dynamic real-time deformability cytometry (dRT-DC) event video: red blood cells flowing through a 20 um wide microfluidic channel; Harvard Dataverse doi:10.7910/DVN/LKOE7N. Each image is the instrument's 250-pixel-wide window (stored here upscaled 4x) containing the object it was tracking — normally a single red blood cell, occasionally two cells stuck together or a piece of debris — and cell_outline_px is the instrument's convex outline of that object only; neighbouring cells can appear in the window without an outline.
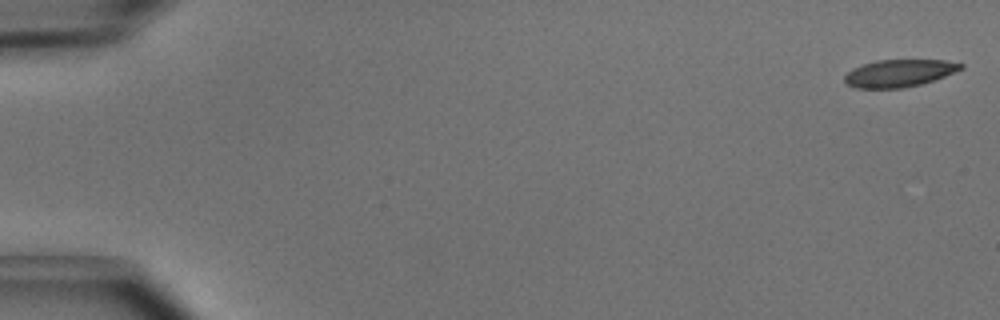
{"species": "common noctule bat (a hibernating species)", "species_latin": "Nyctalus noctula", "temperature_condition": "cold", "stored_images_in_passage": 4, "camera_frame_rate_fps": 3000, "um_per_image_px": 0.085, "animal": {"sex": "male", "body_mass_g": 15.6}, "frame": {"image": 1, "passage_image": 1, "time_ms": 0.0, "image_size_px": [1000, 320], "cell_outline_px": [[964, 68], [944, 76], [920, 84], [904, 88], [856, 88], [848, 84], [844, 80], [844, 76], [852, 68], [876, 60], [944, 60], [964, 64]], "centroid_in_image_um": [76.42, 6.21], "position_along_channel_um": 8.6, "area_um2": 18.38}}
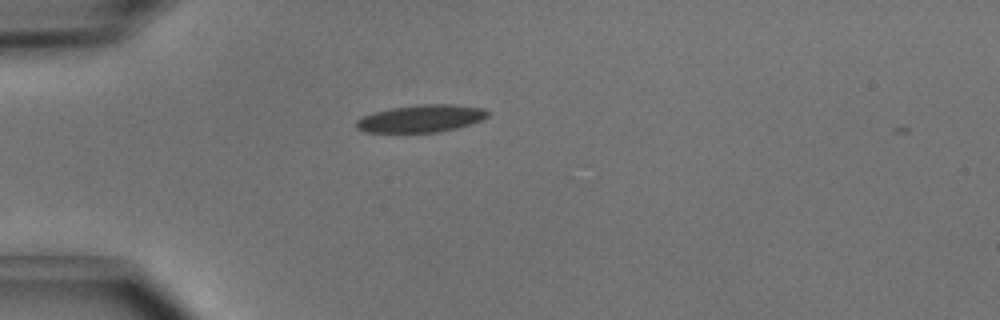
{"frame": {"image": 2, "passage_image": 4, "time_ms": 1.0, "image_size_px": [1000, 320], "cell_outline_px": [[488, 116], [472, 124], [456, 128], [436, 132], [364, 132], [356, 128], [356, 120], [360, 116], [372, 112], [392, 108], [420, 104], [452, 104], [484, 108], [488, 112]], "centroid_in_image_um": [35.76, 10.07], "position_along_channel_um": 49.2, "area_um2": 21.04}}